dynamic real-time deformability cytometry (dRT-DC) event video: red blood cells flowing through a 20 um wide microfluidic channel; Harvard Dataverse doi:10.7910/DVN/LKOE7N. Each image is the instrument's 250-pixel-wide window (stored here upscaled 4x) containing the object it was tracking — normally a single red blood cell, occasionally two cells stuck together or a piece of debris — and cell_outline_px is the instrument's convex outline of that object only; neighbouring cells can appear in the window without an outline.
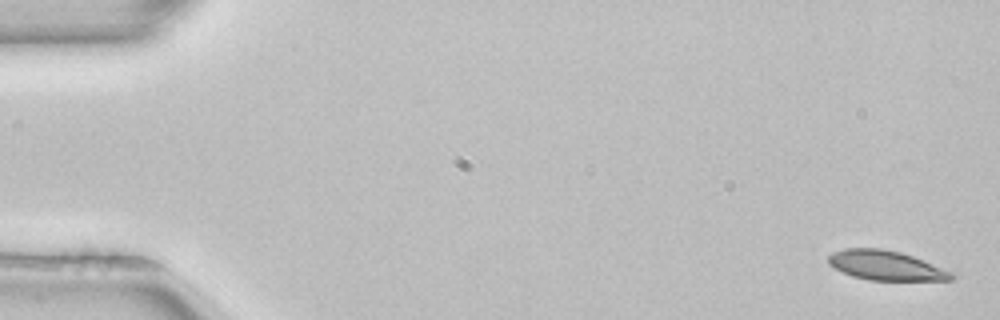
{"species": "common noctule bat (a hibernating species)", "species_latin": "Nyctalus noctula", "temperature_condition": "room temperature", "stored_images_in_passage": 52, "camera_frame_rate_fps": 3000, "um_per_image_px": 0.085, "animal": {"sex": "female", "body_mass_g": 22.7, "forearm_length_mm": 54.2}, "frame": {"image": 1, "passage_image": 2, "time_ms": 0.333, "image_size_px": [1000, 320], "cell_outline_px": [[956, 276], [952, 280], [868, 280], [852, 276], [828, 264], [828, 256], [832, 252], [844, 248], [880, 248], [900, 252], [912, 256], [952, 272]], "centroid_in_image_um": [75.27, 22.56], "position_along_channel_um": 9.7, "area_um2": 21.04}}
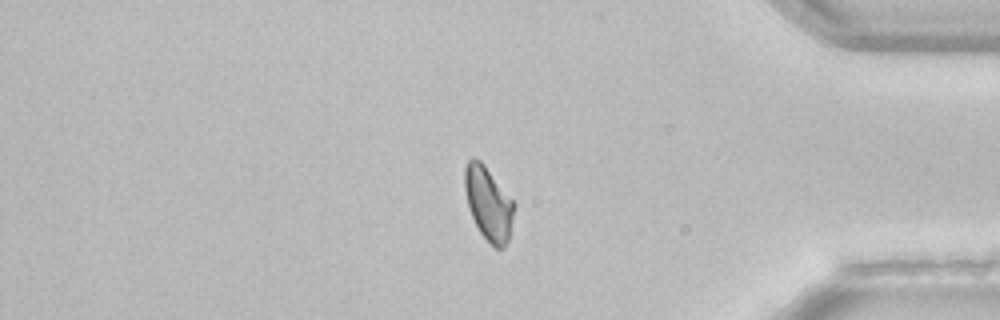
{"frame": {"image": 2, "passage_image": 44, "time_ms": 14.333, "image_size_px": [1000, 320], "cell_outline_px": [[516, 204], [508, 240], [504, 248], [496, 248], [480, 232], [468, 208], [464, 188], [464, 168], [468, 160], [472, 156], [476, 156], [484, 164]], "centroid_in_image_um": [41.5, 17.25], "position_along_channel_um": 393.7, "area_um2": 21.15}}
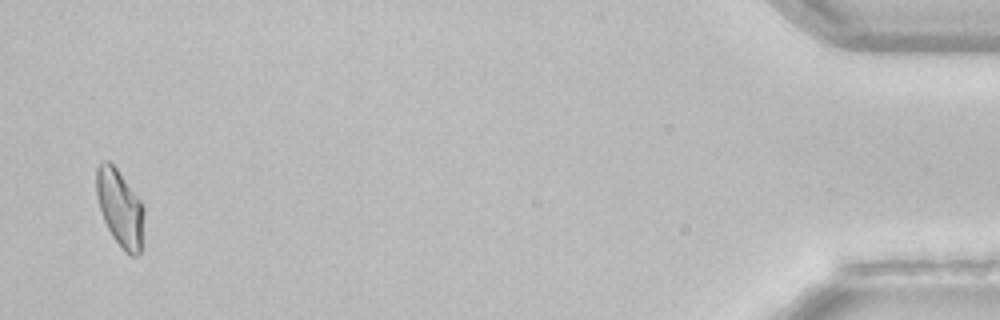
{"frame": {"image": 3, "passage_image": 51, "time_ms": 16.667, "image_size_px": [1000, 320], "cell_outline_px": [[144, 216], [140, 252], [136, 256], [132, 256], [112, 236], [100, 212], [96, 196], [96, 168], [104, 160], [108, 160], [116, 168], [140, 200], [144, 208]], "centroid_in_image_um": [10.18, 17.65], "position_along_channel_um": 425.0, "area_um2": 20.98}, "authors_computed_cell_mechanics": {"area_um2": 21.9062, "velocity_mm_per_s": 3.966, "shape_relaxation_time_tau1_ms": 7.3064, "shape_relaxation_time_tau2_ms": null, "deformation_change_tau1": 0.1658, "deformation_change_tau2": null}}